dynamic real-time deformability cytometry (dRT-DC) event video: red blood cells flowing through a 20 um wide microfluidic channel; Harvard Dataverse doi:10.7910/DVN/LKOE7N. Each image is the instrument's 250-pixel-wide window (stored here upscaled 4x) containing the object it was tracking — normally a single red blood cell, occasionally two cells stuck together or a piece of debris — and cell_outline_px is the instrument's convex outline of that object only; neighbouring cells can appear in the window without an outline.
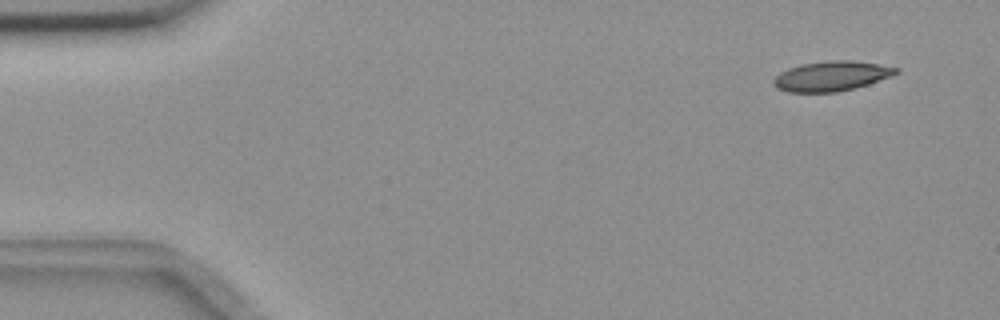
{"species": "common noctule bat (a hibernating species)", "species_latin": "Nyctalus noctula", "temperature_condition": "room temperature", "stored_images_in_passage": 52, "camera_frame_rate_fps": 3000, "um_per_image_px": 0.085, "animal": {"sex": "female", "body_mass_g": 18.4}, "frame": {"image": 1, "passage_image": 1, "time_ms": 0.0, "image_size_px": [1000, 320], "cell_outline_px": [[900, 72], [892, 76], [868, 84], [836, 92], [788, 92], [776, 88], [772, 84], [772, 80], [780, 72], [788, 68], [800, 64], [832, 60], [852, 60], [900, 68]], "centroid_in_image_um": [70.65, 6.46], "position_along_channel_um": 14.3, "area_um2": 21.33}}
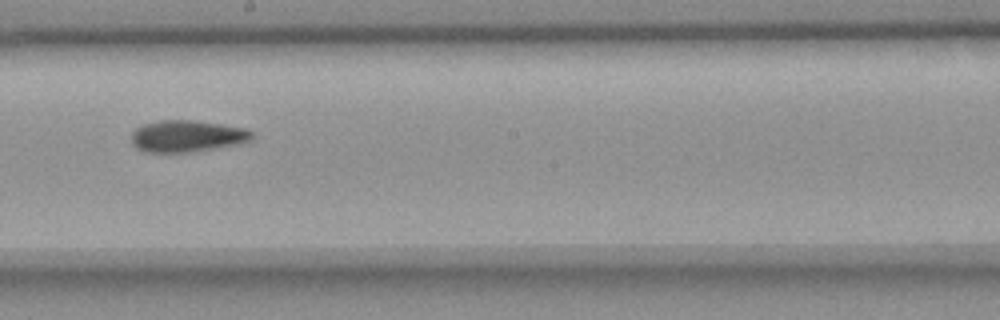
{"frame": {"image": 2, "passage_image": 28, "time_ms": 9.0, "image_size_px": [1000, 320], "cell_outline_px": [[252, 136], [248, 140], [240, 144], [188, 152], [148, 152], [136, 148], [132, 144], [132, 132], [136, 128], [144, 124], [160, 120], [192, 120], [248, 128], [252, 132]], "centroid_in_image_um": [15.89, 11.56], "position_along_channel_um": 232.3, "area_um2": 22.14}}
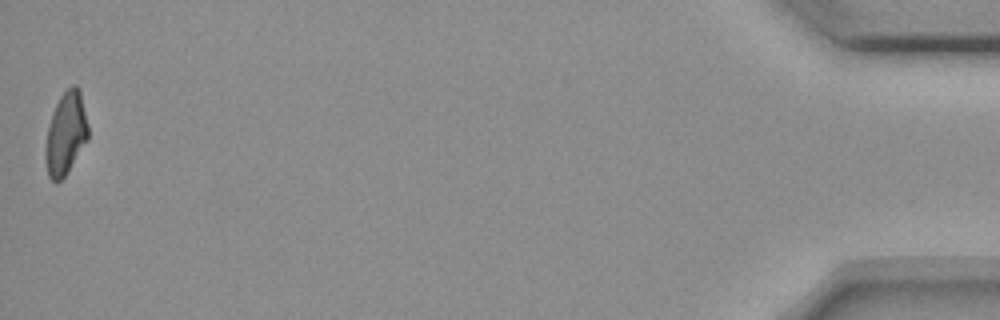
{"frame": {"image": 3, "passage_image": 52, "time_ms": 17.0, "image_size_px": [1000, 320], "cell_outline_px": [[88, 140], [64, 176], [60, 180], [52, 180], [48, 176], [44, 156], [44, 148], [48, 128], [52, 112], [60, 96], [72, 84], [76, 84], [80, 88], [88, 124]], "centroid_in_image_um": [5.59, 11.31], "position_along_channel_um": 429.6, "area_um2": 20.58}}